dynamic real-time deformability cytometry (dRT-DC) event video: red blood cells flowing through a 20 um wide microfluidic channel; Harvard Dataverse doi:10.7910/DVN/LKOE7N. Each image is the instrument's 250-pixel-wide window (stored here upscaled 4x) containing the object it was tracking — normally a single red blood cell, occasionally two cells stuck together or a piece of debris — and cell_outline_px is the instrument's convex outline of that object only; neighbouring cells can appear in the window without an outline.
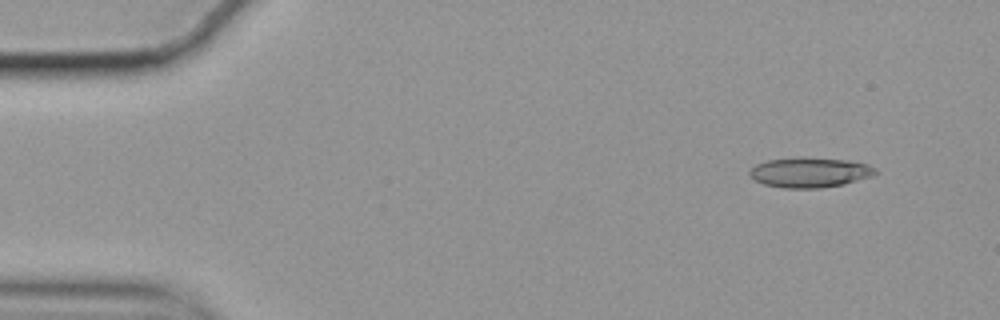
{"species": "common noctule bat (a hibernating species)", "species_latin": "Nyctalus noctula", "temperature_condition": "cold", "stored_images_in_passage": 52, "camera_frame_rate_fps": 3000, "um_per_image_px": 0.085, "animal": {"sex": "female", "body_mass_g": 19.9}, "frame": {"image": 1, "passage_image": 1, "time_ms": 0.0, "image_size_px": [1000, 320], "cell_outline_px": [[880, 172], [872, 176], [844, 184], [820, 188], [784, 188], [764, 184], [748, 176], [748, 172], [756, 164], [768, 160], [796, 156], [804, 156], [848, 160], [868, 164], [876, 168]], "centroid_in_image_um": [68.85, 14.63], "position_along_channel_um": 16.2, "area_um2": 22.43}}
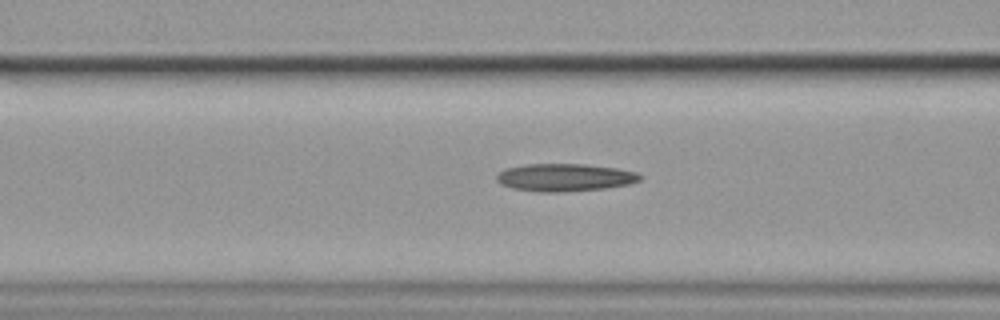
{"frame": {"image": 2, "passage_image": 18, "time_ms": 5.667, "image_size_px": [1000, 320], "cell_outline_px": [[644, 176], [640, 180], [628, 184], [604, 188], [564, 192], [540, 192], [512, 188], [500, 184], [496, 180], [496, 176], [500, 172], [508, 168], [528, 164], [584, 164], [616, 168], [636, 172]], "centroid_in_image_um": [48.01, 15.09], "position_along_channel_um": 118.6, "area_um2": 23.0}}
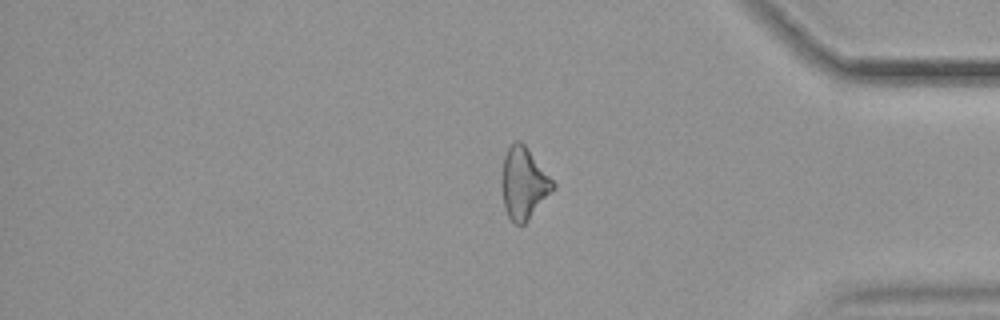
{"frame": {"image": 3, "passage_image": 43, "time_ms": 14.0, "image_size_px": [1000, 320], "cell_outline_px": [[556, 188], [528, 220], [524, 224], [516, 224], [508, 216], [504, 208], [500, 184], [500, 180], [504, 156], [508, 148], [516, 140], [520, 140], [524, 144], [556, 184]], "centroid_in_image_um": [44.5, 15.59], "position_along_channel_um": 390.7, "area_um2": 21.5}, "authors_computed_cell_mechanics": {"area_um2": 22.2241, "velocity_mm_per_s": 3.5323, "shape_relaxation_time_tau1_ms": null, "shape_relaxation_time_tau2_ms": 8.0907, "deformation_change_tau1": null, "deformation_change_tau2": 0.2179}}